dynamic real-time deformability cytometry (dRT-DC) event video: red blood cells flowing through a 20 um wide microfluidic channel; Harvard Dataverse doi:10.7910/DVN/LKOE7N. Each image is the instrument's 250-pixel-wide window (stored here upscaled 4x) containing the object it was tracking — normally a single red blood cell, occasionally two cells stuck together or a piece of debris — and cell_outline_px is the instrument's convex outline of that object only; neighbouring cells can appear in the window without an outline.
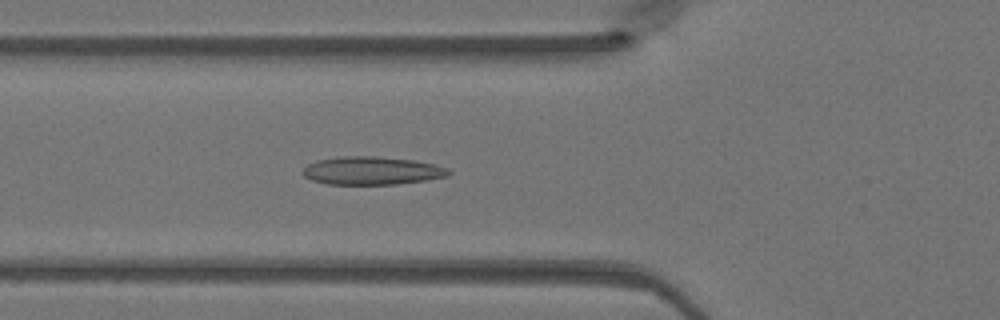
{"species": "Egyptian fruit bat (a non-hibernating species)", "species_latin": "Rousettus aegyptiacus", "temperature_condition": "warm", "stored_images_in_passage": 46, "camera_frame_rate_fps": 3000, "um_per_image_px": 0.085, "animal": {"sex": "female"}, "frame": {"image": 1, "passage_image": 15, "time_ms": 4.667, "image_size_px": [1000, 320], "cell_outline_px": [[452, 172], [448, 176], [428, 180], [396, 184], [328, 184], [312, 180], [304, 176], [300, 172], [308, 164], [316, 160], [340, 156], [376, 156], [416, 160], [436, 164], [452, 168]], "centroid_in_image_um": [31.66, 14.5], "position_along_channel_um": 94.1, "area_um2": 24.28}}
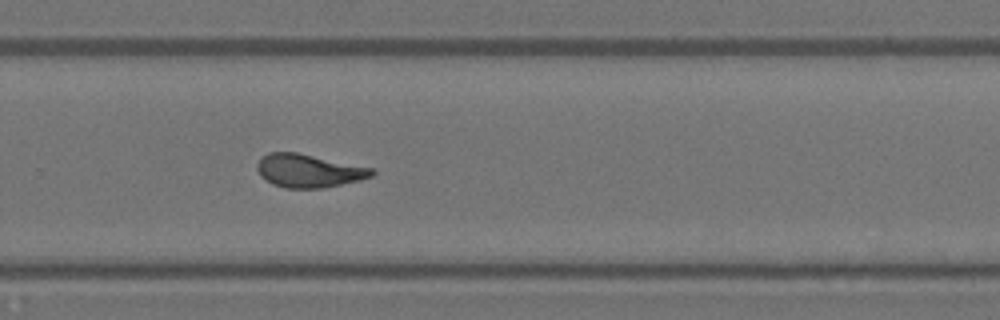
{"frame": {"image": 2, "passage_image": 30, "time_ms": 9.667, "image_size_px": [1000, 320], "cell_outline_px": [[376, 172], [372, 176], [360, 180], [324, 188], [284, 188], [272, 184], [264, 180], [260, 176], [256, 168], [256, 164], [268, 152], [296, 152], [372, 168]], "centroid_in_image_um": [26.21, 14.53], "position_along_channel_um": 303.6, "area_um2": 22.2}}
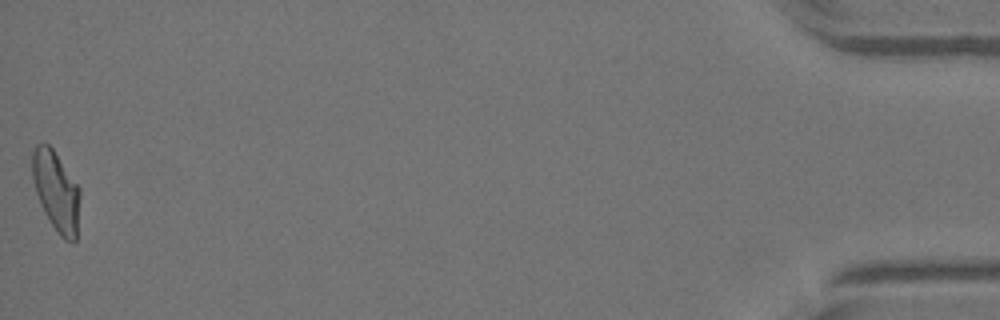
{"frame": {"image": 3, "passage_image": 46, "time_ms": 15.0, "image_size_px": [1000, 320], "cell_outline_px": [[80, 196], [76, 240], [72, 244], [64, 240], [60, 236], [44, 212], [40, 204], [36, 192], [32, 176], [32, 152], [36, 144], [48, 144], [52, 148], [80, 188]], "centroid_in_image_um": [4.78, 16.28], "position_along_channel_um": 430.4, "area_um2": 22.14}}